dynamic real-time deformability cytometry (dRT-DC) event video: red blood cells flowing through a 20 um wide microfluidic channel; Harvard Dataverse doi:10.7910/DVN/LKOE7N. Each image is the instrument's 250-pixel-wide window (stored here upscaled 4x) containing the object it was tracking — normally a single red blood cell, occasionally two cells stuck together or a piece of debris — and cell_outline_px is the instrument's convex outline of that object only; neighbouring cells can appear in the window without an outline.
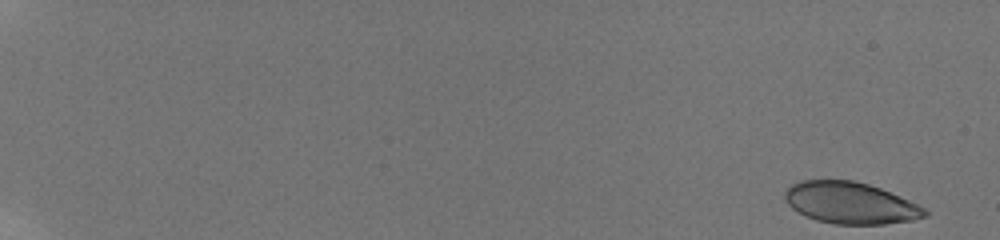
{"species": "human", "species_latin": "Homo sapiens", "temperature_condition": "room temperature", "stored_images_in_passage": 62, "camera_frame_rate_fps": 3000, "um_per_image_px": 0.085, "donor": {"sex": "male"}, "frame": {"image": 1, "passage_image": 1, "time_ms": 0.0, "image_size_px": [1000, 240], "cell_outline_px": [[928, 216], [916, 220], [884, 224], [832, 224], [816, 220], [792, 208], [784, 200], [784, 192], [792, 184], [800, 180], [852, 180], [868, 184], [880, 188], [900, 196], [924, 208], [928, 212]], "centroid_in_image_um": [72.29, 17.25], "position_along_channel_um": 12.7, "area_um2": 33.93}}
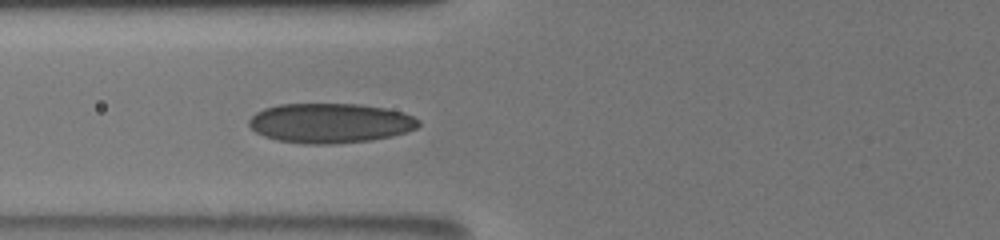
{"frame": {"image": 2, "passage_image": 24, "time_ms": 8.0, "image_size_px": [1000, 240], "cell_outline_px": [[420, 124], [416, 128], [408, 132], [392, 136], [372, 140], [332, 144], [304, 144], [276, 140], [264, 136], [256, 132], [248, 124], [248, 120], [256, 112], [264, 108], [280, 104], [360, 104], [384, 108], [404, 112], [420, 120]], "centroid_in_image_um": [28.07, 10.46], "position_along_channel_um": 97.7, "area_um2": 39.48}}
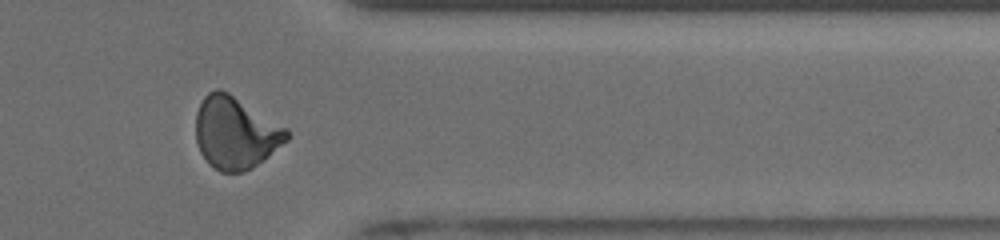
{"frame": {"image": 3, "passage_image": 51, "time_ms": 15.667, "image_size_px": [1000, 240], "cell_outline_px": [[288, 140], [268, 156], [252, 168], [244, 172], [220, 172], [200, 152], [196, 140], [196, 112], [204, 96], [208, 92], [216, 88], [220, 88], [228, 92], [288, 128]], "centroid_in_image_um": [20.02, 11.27], "position_along_channel_um": 391.4, "area_um2": 38.03}, "authors_computed_cell_mechanics": {"area_um2": 36.4429, "velocity_mm_per_s": 3.882, "shape_relaxation_time_tau1_ms": 5.9919, "shape_relaxation_time_tau2_ms": 0.9461, "deformation_change_tau1": 0.1651, "deformation_change_tau2": 0.0591}}